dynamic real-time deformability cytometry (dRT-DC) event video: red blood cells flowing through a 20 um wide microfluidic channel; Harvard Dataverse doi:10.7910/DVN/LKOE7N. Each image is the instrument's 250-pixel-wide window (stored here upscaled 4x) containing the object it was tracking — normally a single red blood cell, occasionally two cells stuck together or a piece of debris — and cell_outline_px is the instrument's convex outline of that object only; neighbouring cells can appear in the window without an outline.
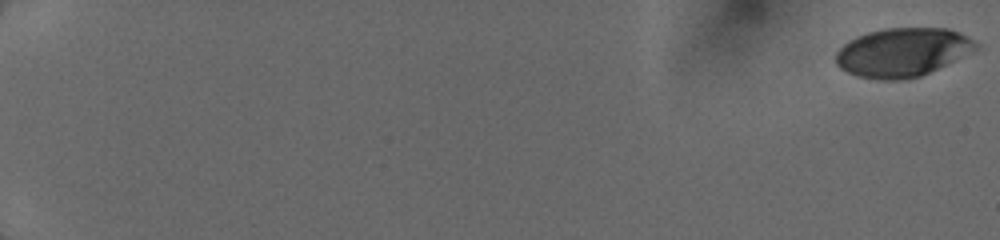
{"species": "human", "species_latin": "Homo sapiens", "temperature_condition": "cold", "stored_images_in_passage": 35, "camera_frame_rate_fps": 3000, "um_per_image_px": 0.085, "donor": {"sex": "female"}, "frame": {"image": 1, "passage_image": 1, "time_ms": 0.0, "image_size_px": [1000, 240], "cell_outline_px": [[980, 44], [976, 48], [920, 76], [900, 80], [880, 80], [856, 76], [840, 68], [836, 64], [836, 52], [848, 40], [856, 36], [868, 32], [884, 28], [948, 28], [960, 32], [968, 36]], "centroid_in_image_um": [76.66, 4.43], "position_along_channel_um": 8.3, "area_um2": 39.42}}
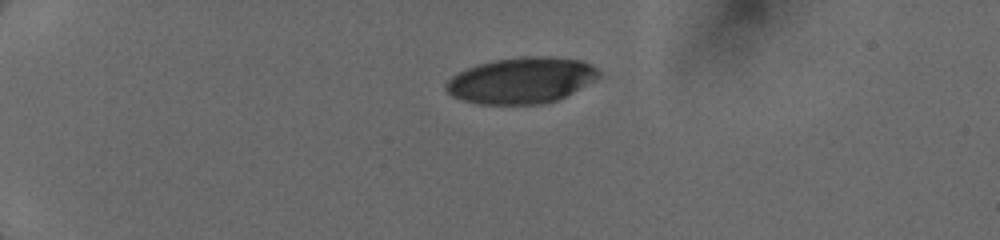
{"frame": {"image": 2, "passage_image": 24, "time_ms": 4.667, "image_size_px": [1000, 240], "cell_outline_px": [[600, 76], [572, 92], [556, 100], [540, 104], [480, 104], [464, 100], [452, 96], [444, 88], [444, 84], [452, 76], [468, 68], [480, 64], [496, 60], [524, 56], [548, 56], [580, 60], [592, 64], [600, 72]], "centroid_in_image_um": [44.3, 6.83], "position_along_channel_um": 40.7, "area_um2": 40.58}}